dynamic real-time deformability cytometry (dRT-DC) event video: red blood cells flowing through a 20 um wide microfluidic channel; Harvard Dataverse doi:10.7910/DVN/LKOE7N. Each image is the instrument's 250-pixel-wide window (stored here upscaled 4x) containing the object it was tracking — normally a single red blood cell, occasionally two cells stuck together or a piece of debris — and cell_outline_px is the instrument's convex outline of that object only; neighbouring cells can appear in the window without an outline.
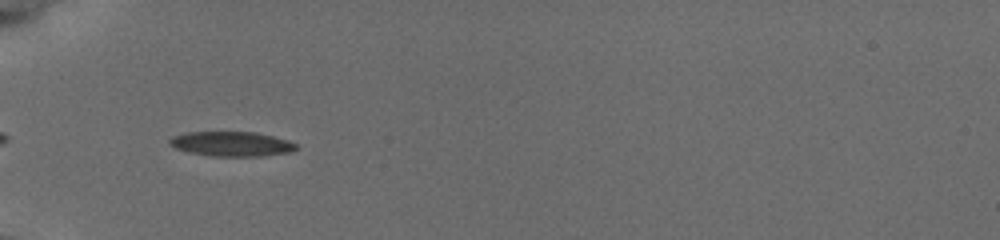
{"species": "common noctule bat (a hibernating species)", "species_latin": "Nyctalus noctula", "temperature_condition": "cold", "stored_images_in_passage": 7, "camera_frame_rate_fps": 3000, "um_per_image_px": 0.085, "animal": {"sex": "female", "body_mass_g": 19.5, "forearm_length_mm": 54.1}, "frame": {"image": 1, "passage_image": 4, "time_ms": 1.0, "image_size_px": [1000, 240], "cell_outline_px": [[300, 148], [292, 152], [264, 156], [208, 156], [188, 152], [176, 148], [168, 144], [168, 140], [172, 136], [188, 132], [256, 132], [288, 140], [296, 144]], "centroid_in_image_um": [19.7, 12.24], "position_along_channel_um": 65.3, "area_um2": 18.44}}
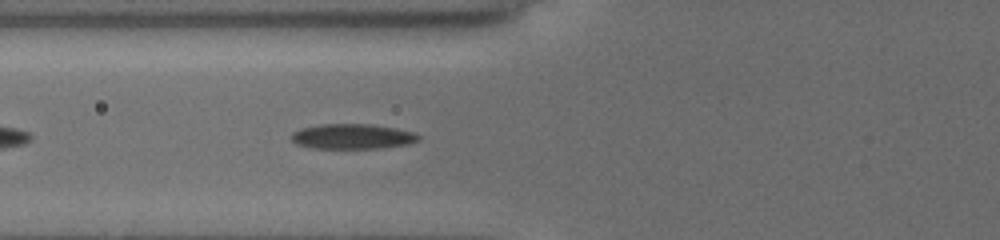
{"frame": {"image": 2, "passage_image": 7, "time_ms": 2.0, "image_size_px": [1000, 240], "cell_outline_px": [[420, 140], [408, 144], [384, 148], [312, 148], [296, 144], [288, 136], [292, 132], [300, 128], [320, 124], [372, 124], [416, 132], [420, 136]], "centroid_in_image_um": [29.94, 11.59], "position_along_channel_um": 95.9, "area_um2": 18.84}}